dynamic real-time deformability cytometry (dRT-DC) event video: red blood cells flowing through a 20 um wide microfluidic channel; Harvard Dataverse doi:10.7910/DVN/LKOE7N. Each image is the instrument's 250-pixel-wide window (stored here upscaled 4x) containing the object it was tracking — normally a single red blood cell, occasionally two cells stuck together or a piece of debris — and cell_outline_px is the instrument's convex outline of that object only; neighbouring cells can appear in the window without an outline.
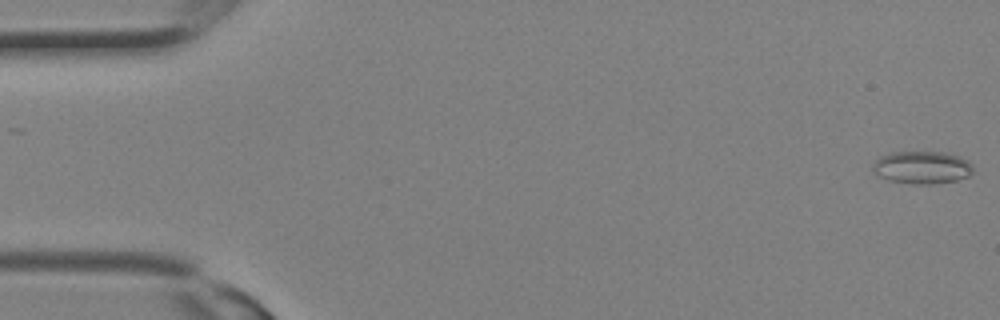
{"species": "Egyptian fruit bat (a non-hibernating species)", "species_latin": "Rousettus aegyptiacus", "temperature_condition": "room temperature", "stored_images_in_passage": 17, "camera_frame_rate_fps": 3000, "um_per_image_px": 0.085, "animal": {"sex": "female"}, "frame": {"image": 1, "passage_image": 1, "time_ms": 0.0, "image_size_px": [1000, 320], "cell_outline_px": [[972, 172], [968, 176], [956, 180], [932, 184], [912, 184], [888, 180], [872, 172], [872, 164], [880, 156], [892, 152], [948, 152], [960, 156], [968, 160], [972, 164]], "centroid_in_image_um": [78.36, 14.22], "position_along_channel_um": 6.6, "area_um2": 19.25}}
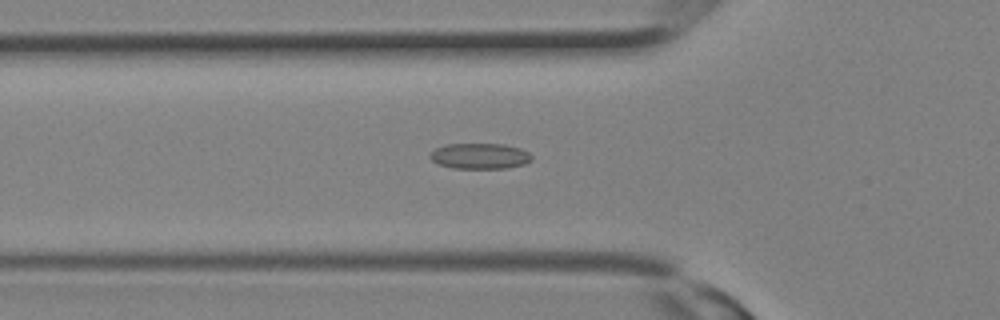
{"frame": {"image": 2, "passage_image": 11, "time_ms": 3.333, "image_size_px": [1000, 320], "cell_outline_px": [[532, 160], [524, 164], [508, 168], [452, 168], [436, 164], [428, 156], [436, 148], [444, 144], [504, 144], [520, 148], [528, 152], [532, 156]], "centroid_in_image_um": [40.77, 13.26], "position_along_channel_um": 85.0, "area_um2": 15.32}}
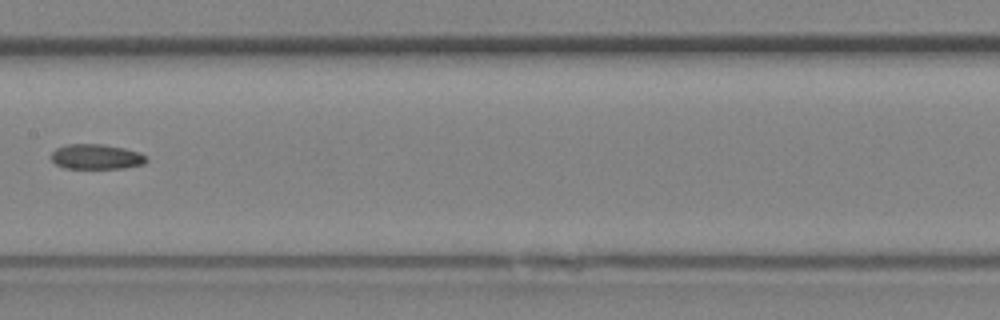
{"frame": {"image": 3, "passage_image": 16, "time_ms": 5.0, "image_size_px": [1000, 320], "cell_outline_px": [[148, 160], [144, 164], [124, 168], [64, 168], [56, 164], [48, 156], [56, 148], [68, 144], [104, 144], [124, 148], [140, 152]], "centroid_in_image_um": [8.16, 13.32], "position_along_channel_um": 199.2, "area_um2": 13.99}}